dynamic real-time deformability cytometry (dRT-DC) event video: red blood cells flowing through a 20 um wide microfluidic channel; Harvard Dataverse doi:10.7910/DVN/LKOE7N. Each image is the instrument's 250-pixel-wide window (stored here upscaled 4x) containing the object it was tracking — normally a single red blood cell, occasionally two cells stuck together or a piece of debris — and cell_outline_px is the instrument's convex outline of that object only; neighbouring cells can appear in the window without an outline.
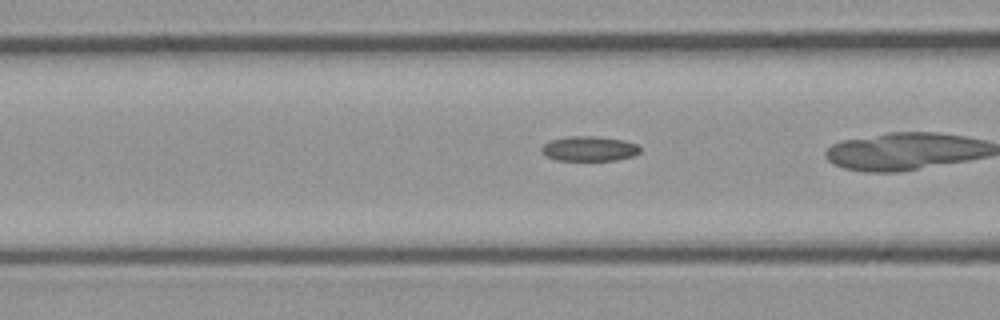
{"species": "common noctule bat (a hibernating species)", "species_latin": "Nyctalus noctula", "temperature_condition": "cold", "stored_images_in_passage": 20, "camera_frame_rate_fps": 3000, "um_per_image_px": 0.085, "animal": {"sex": "male", "body_mass_g": 23.1, "forearm_length_mm": 52.7}, "frame": {"image": 1, "passage_image": 19, "time_ms": 6.0, "image_size_px": [1000, 320], "cell_outline_px": [[640, 148], [636, 152], [628, 156], [608, 160], [564, 160], [552, 156], [544, 152], [544, 148], [548, 144], [556, 140], [616, 140], [632, 144]], "centroid_in_image_um": [50.14, 12.72], "position_along_channel_um": 116.5, "area_um2": 11.56}}